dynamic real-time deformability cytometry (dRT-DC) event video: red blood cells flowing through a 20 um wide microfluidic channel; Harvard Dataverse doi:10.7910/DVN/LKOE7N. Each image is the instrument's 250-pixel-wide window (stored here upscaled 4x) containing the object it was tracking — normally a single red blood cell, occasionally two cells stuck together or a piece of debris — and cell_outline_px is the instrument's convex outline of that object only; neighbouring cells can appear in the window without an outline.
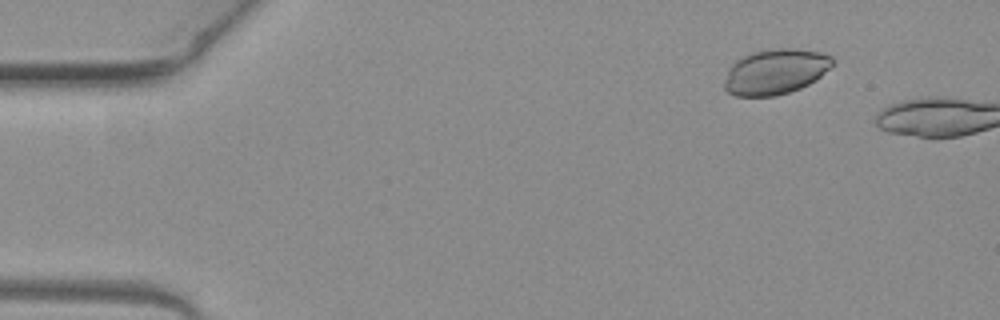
{"species": "common noctule bat (a hibernating species)", "species_latin": "Nyctalus noctula", "temperature_condition": "warm", "stored_images_in_passage": 3, "camera_frame_rate_fps": 3000, "um_per_image_px": 0.085, "animal": {"sex": "female", "body_mass_g": 19.3, "forearm_length_mm": 54.1}, "frame": {"image": 1, "passage_image": 2, "time_ms": 0.333, "image_size_px": [1000, 320], "cell_outline_px": [[832, 64], [816, 80], [800, 88], [776, 96], [736, 96], [728, 92], [724, 88], [724, 80], [728, 68], [736, 60], [752, 52], [776, 48], [796, 48], [820, 52], [832, 56]], "centroid_in_image_um": [65.88, 6.09], "position_along_channel_um": 19.1, "area_um2": 28.5}}